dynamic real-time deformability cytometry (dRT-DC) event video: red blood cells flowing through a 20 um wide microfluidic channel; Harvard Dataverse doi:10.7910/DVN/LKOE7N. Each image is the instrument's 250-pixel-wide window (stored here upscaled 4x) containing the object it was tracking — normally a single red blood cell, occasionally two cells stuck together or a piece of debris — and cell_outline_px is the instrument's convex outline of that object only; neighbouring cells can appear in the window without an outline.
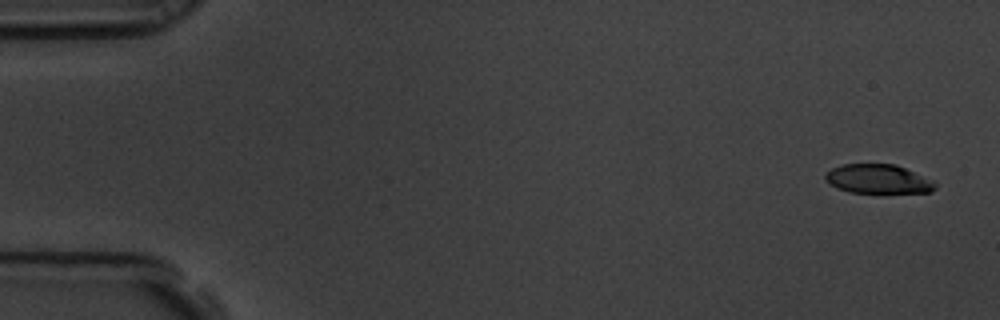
{"species": "common noctule bat (a hibernating species)", "species_latin": "Nyctalus noctula", "temperature_condition": "room temperature", "stored_images_in_passage": 5, "camera_frame_rate_fps": 3000, "um_per_image_px": 0.085, "animal": {"sex": "male", "body_mass_g": 19.5, "forearm_length_mm": 54.6}, "frame": {"image": 1, "passage_image": 1, "time_ms": 0.0, "image_size_px": [1000, 320], "cell_outline_px": [[936, 188], [932, 192], [848, 192], [836, 188], [824, 180], [824, 176], [832, 168], [840, 164], [896, 164], [936, 184]], "centroid_in_image_um": [74.55, 15.21], "position_along_channel_um": 10.5, "area_um2": 18.26}}
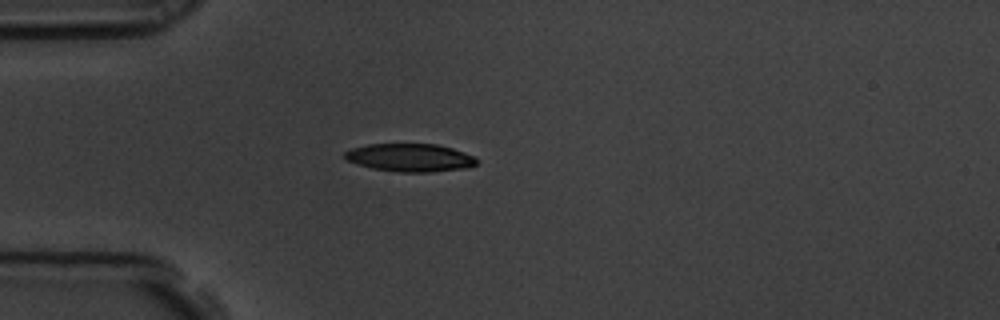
{"frame": {"image": 2, "passage_image": 5, "time_ms": 1.333, "image_size_px": [1000, 320], "cell_outline_px": [[480, 160], [476, 164], [468, 168], [428, 172], [396, 172], [372, 168], [348, 160], [344, 156], [344, 152], [352, 148], [368, 144], [436, 144], [452, 148], [476, 156]], "centroid_in_image_um": [34.91, 13.4], "position_along_channel_um": 50.1, "area_um2": 21.56}}